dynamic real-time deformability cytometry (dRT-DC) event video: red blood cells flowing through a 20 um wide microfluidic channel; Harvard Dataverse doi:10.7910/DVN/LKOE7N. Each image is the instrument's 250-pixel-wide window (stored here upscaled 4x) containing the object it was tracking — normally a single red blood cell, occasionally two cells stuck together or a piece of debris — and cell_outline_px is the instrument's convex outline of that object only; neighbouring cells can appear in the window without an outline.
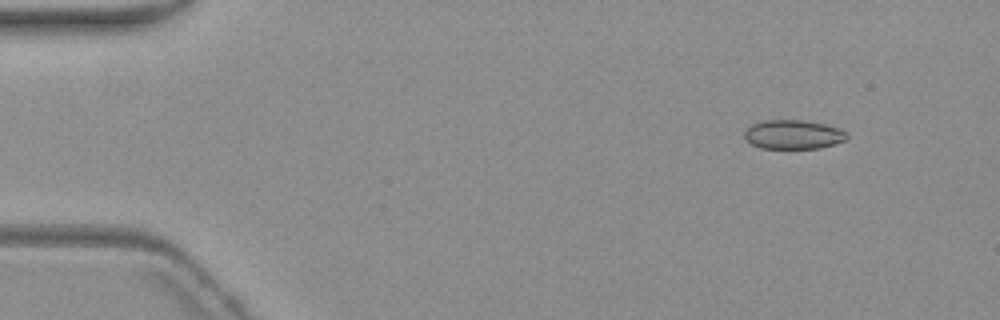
{"species": "common noctule bat (a hibernating species)", "species_latin": "Nyctalus noctula", "temperature_condition": "warm", "stored_images_in_passage": 5, "camera_frame_rate_fps": 3000, "um_per_image_px": 0.085, "animal": {"sex": "female", "body_mass_g": 19.3, "forearm_length_mm": 54.1}, "frame": {"image": 1, "passage_image": 1, "time_ms": 0.0, "image_size_px": [1000, 320], "cell_outline_px": [[848, 136], [844, 140], [820, 148], [760, 148], [752, 144], [744, 136], [744, 132], [752, 124], [764, 120], [804, 120], [824, 124], [840, 128], [848, 132]], "centroid_in_image_um": [67.44, 11.42], "position_along_channel_um": 17.6, "area_um2": 17.28}}